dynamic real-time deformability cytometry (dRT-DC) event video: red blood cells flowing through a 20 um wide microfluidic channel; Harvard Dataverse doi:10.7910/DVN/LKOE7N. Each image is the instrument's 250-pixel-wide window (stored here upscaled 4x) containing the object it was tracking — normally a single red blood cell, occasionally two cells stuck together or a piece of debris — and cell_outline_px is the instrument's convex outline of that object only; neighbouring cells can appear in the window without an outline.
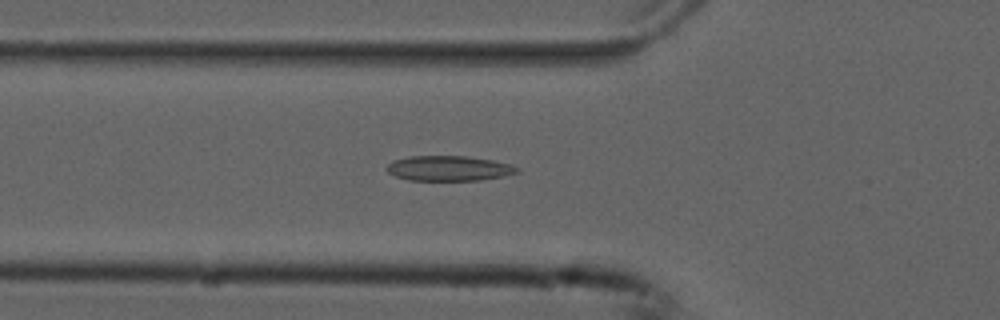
{"species": "common noctule bat (a hibernating species)", "species_latin": "Nyctalus noctula", "temperature_condition": "cold", "stored_images_in_passage": 54, "camera_frame_rate_fps": 3000, "um_per_image_px": 0.085, "animal": {"sex": "male", "forearm_length_mm": 52.5}, "frame": {"image": 1, "passage_image": 19, "time_ms": 6.0, "image_size_px": [1000, 320], "cell_outline_px": [[520, 172], [480, 180], [408, 180], [396, 176], [388, 172], [384, 168], [392, 160], [408, 156], [464, 156], [492, 160], [508, 164], [520, 168]], "centroid_in_image_um": [38.1, 14.3], "position_along_channel_um": 87.7, "area_um2": 18.96}}
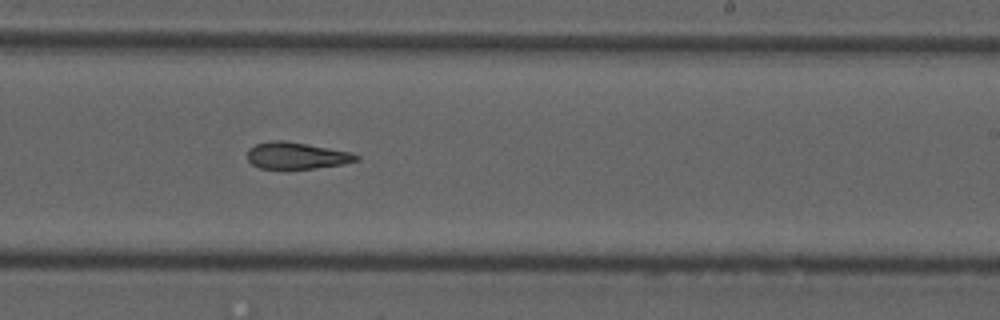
{"frame": {"image": 2, "passage_image": 33, "time_ms": 10.667, "image_size_px": [1000, 320], "cell_outline_px": [[360, 160], [344, 164], [316, 168], [260, 168], [252, 164], [248, 160], [248, 148], [256, 144], [272, 140], [284, 140], [308, 144], [352, 152], [360, 156]], "centroid_in_image_um": [25.24, 13.22], "position_along_channel_um": 263.8, "area_um2": 16.99}}
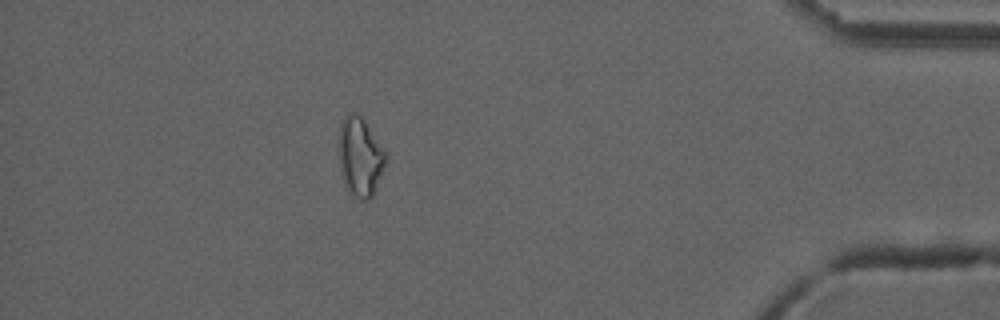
{"frame": {"image": 3, "passage_image": 48, "time_ms": 15.667, "image_size_px": [1000, 320], "cell_outline_px": [[388, 156], [372, 196], [368, 200], [360, 200], [352, 196], [344, 188], [340, 172], [340, 124], [344, 116], [360, 116], [364, 120], [388, 152]], "centroid_in_image_um": [30.63, 13.4], "position_along_channel_um": 404.6, "area_um2": 21.5}, "authors_computed_cell_mechanics": {"area_um2": 18.9584, "velocity_mm_per_s": 3.7573, "shape_relaxation_time_tau1_ms": null, "shape_relaxation_time_tau2_ms": 6.2273, "deformation_change_tau1": null, "deformation_change_tau2": 0.15}}